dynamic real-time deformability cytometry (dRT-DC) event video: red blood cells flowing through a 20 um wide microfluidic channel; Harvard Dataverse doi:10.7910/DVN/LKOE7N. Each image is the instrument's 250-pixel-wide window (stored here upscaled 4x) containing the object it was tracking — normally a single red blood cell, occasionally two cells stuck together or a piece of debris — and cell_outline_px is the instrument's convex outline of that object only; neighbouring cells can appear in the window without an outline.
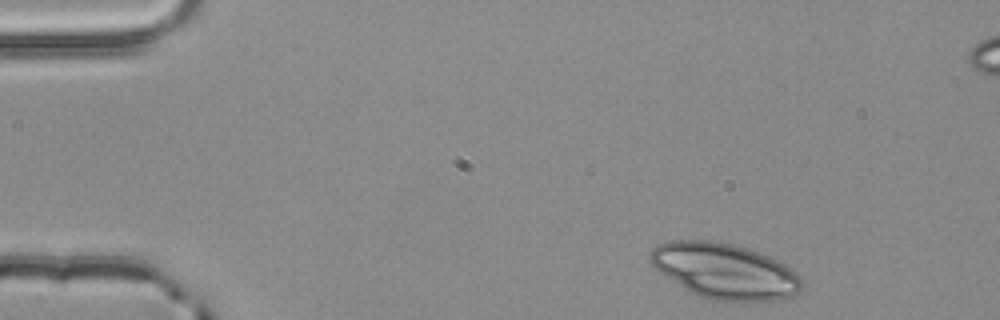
{"species": "common noctule bat (a hibernating species)", "species_latin": "Nyctalus noctula", "temperature_condition": "room temperature", "stored_images_in_passage": 49, "camera_frame_rate_fps": 3000, "um_per_image_px": 0.085, "animal": {"sex": "male", "body_mass_g": 20.4}, "frame": {"image": 1, "passage_image": 1, "time_ms": 0.0, "image_size_px": [1000, 320], "cell_outline_px": [[804, 284], [792, 296], [784, 300], [712, 300], [688, 292], [656, 268], [648, 260], [648, 252], [656, 244], [672, 240], [712, 240], [732, 244], [748, 248], [760, 252], [780, 260], [792, 268], [804, 280]], "centroid_in_image_um": [61.61, 23.01], "position_along_channel_um": 23.4, "area_um2": 49.36}}
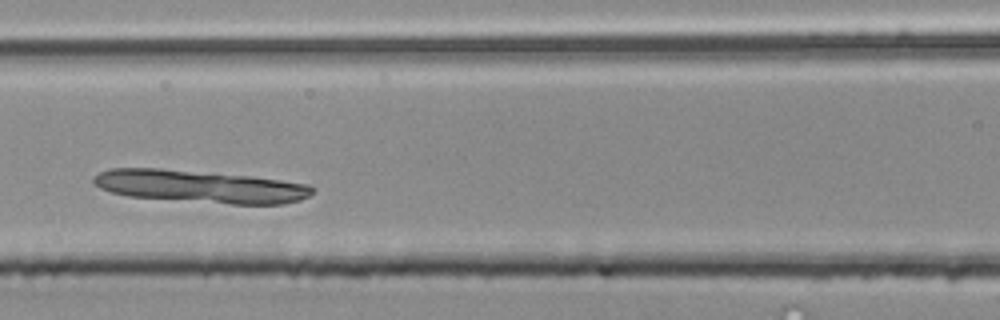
{"frame": {"image": 2, "passage_image": 18, "time_ms": 5.667, "image_size_px": [1000, 320], "cell_outline_px": [[316, 192], [300, 200], [284, 204], [232, 204], [128, 196], [112, 192], [100, 188], [92, 180], [100, 172], [108, 168], [160, 168], [248, 176], [280, 180], [308, 184], [316, 188]], "centroid_in_image_um": [17.06, 15.85], "position_along_channel_um": 149.5, "area_um2": 41.27}}
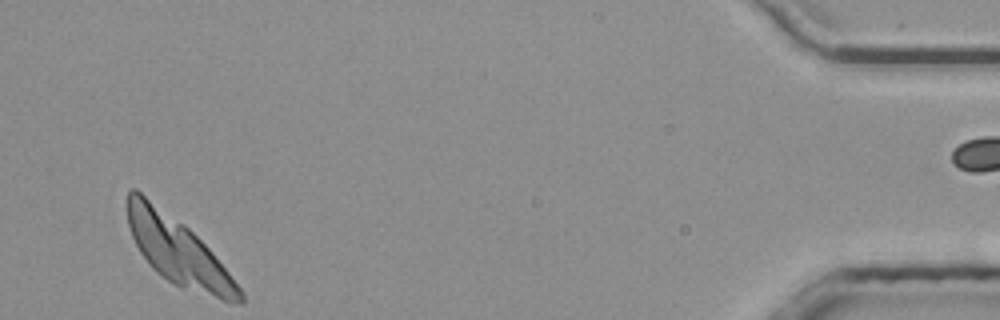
{"frame": {"image": 3, "passage_image": 46, "time_ms": 15.0, "image_size_px": [1000, 320], "cell_outline_px": [[244, 304], [240, 304], [224, 300], [180, 288], [172, 284], [156, 272], [152, 268], [140, 252], [132, 236], [128, 224], [128, 192], [132, 188], [136, 188], [184, 224], [208, 248], [228, 272], [244, 292]], "centroid_in_image_um": [15.13, 21.36], "position_along_channel_um": 420.1, "area_um2": 43.47}}